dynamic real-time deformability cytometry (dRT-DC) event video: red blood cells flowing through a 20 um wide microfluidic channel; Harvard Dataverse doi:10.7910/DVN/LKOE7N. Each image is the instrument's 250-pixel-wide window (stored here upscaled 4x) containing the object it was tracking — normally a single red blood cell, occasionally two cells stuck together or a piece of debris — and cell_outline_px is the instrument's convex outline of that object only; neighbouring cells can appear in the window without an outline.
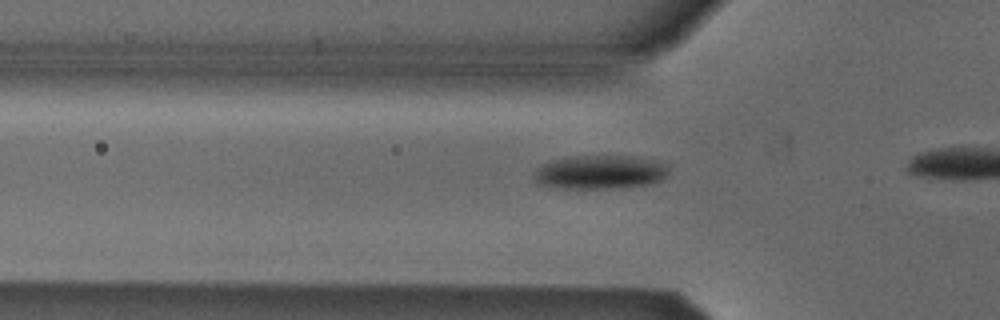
{"species": "Egyptian fruit bat (a non-hibernating species)", "species_latin": "Rousettus aegyptiacus", "temperature_condition": "cold", "stored_images_in_passage": 16, "camera_frame_rate_fps": 3000, "um_per_image_px": 0.085, "animal": {"sex": "male"}, "frame": {"image": 1, "passage_image": 10, "time_ms": 3.0, "image_size_px": [1000, 320], "cell_outline_px": [[668, 176], [652, 184], [612, 188], [564, 188], [536, 184], [532, 176], [532, 172], [536, 168], [548, 160], [576, 156], [632, 156], [664, 160], [668, 164]], "centroid_in_image_um": [51.02, 14.62], "position_along_channel_um": 74.8, "area_um2": 27.17}}
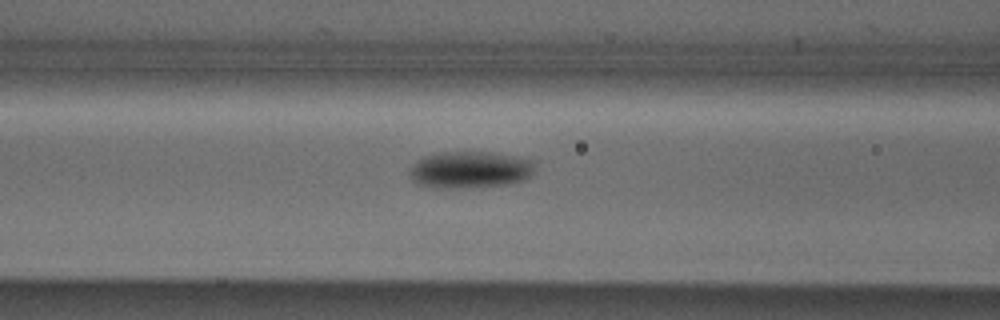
{"frame": {"image": 2, "passage_image": 14, "time_ms": 4.333, "image_size_px": [1000, 320], "cell_outline_px": [[532, 172], [524, 180], [508, 184], [460, 188], [436, 188], [420, 184], [412, 180], [408, 176], [408, 172], [412, 164], [416, 160], [424, 156], [436, 152], [492, 152], [532, 160]], "centroid_in_image_um": [39.86, 14.42], "position_along_channel_um": 126.7, "area_um2": 26.88}}